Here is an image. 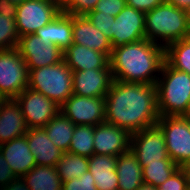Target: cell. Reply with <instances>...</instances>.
<instances>
[{"instance_id":"cell-1","label":"cell","mask_w":190,"mask_h":190,"mask_svg":"<svg viewBox=\"0 0 190 190\" xmlns=\"http://www.w3.org/2000/svg\"><path fill=\"white\" fill-rule=\"evenodd\" d=\"M156 84L113 80L105 96V122L130 134L157 124Z\"/></svg>"},{"instance_id":"cell-2","label":"cell","mask_w":190,"mask_h":190,"mask_svg":"<svg viewBox=\"0 0 190 190\" xmlns=\"http://www.w3.org/2000/svg\"><path fill=\"white\" fill-rule=\"evenodd\" d=\"M109 61L113 80L156 84L165 62V48L145 38L114 47Z\"/></svg>"},{"instance_id":"cell-3","label":"cell","mask_w":190,"mask_h":190,"mask_svg":"<svg viewBox=\"0 0 190 190\" xmlns=\"http://www.w3.org/2000/svg\"><path fill=\"white\" fill-rule=\"evenodd\" d=\"M145 33L146 39L164 48L173 42L189 38L190 22L186 10L164 1L145 13Z\"/></svg>"},{"instance_id":"cell-4","label":"cell","mask_w":190,"mask_h":190,"mask_svg":"<svg viewBox=\"0 0 190 190\" xmlns=\"http://www.w3.org/2000/svg\"><path fill=\"white\" fill-rule=\"evenodd\" d=\"M160 117L186 116L190 109V75L164 62L156 82Z\"/></svg>"},{"instance_id":"cell-5","label":"cell","mask_w":190,"mask_h":190,"mask_svg":"<svg viewBox=\"0 0 190 190\" xmlns=\"http://www.w3.org/2000/svg\"><path fill=\"white\" fill-rule=\"evenodd\" d=\"M73 71L64 60L29 70L28 88L38 91L61 106L73 94Z\"/></svg>"},{"instance_id":"cell-6","label":"cell","mask_w":190,"mask_h":190,"mask_svg":"<svg viewBox=\"0 0 190 190\" xmlns=\"http://www.w3.org/2000/svg\"><path fill=\"white\" fill-rule=\"evenodd\" d=\"M162 131L168 156L180 168L190 163V118L187 116H162L156 124Z\"/></svg>"},{"instance_id":"cell-7","label":"cell","mask_w":190,"mask_h":190,"mask_svg":"<svg viewBox=\"0 0 190 190\" xmlns=\"http://www.w3.org/2000/svg\"><path fill=\"white\" fill-rule=\"evenodd\" d=\"M13 11L19 36L34 34L59 15L60 0H24Z\"/></svg>"},{"instance_id":"cell-8","label":"cell","mask_w":190,"mask_h":190,"mask_svg":"<svg viewBox=\"0 0 190 190\" xmlns=\"http://www.w3.org/2000/svg\"><path fill=\"white\" fill-rule=\"evenodd\" d=\"M29 84V69L17 48L0 50V94L15 99Z\"/></svg>"},{"instance_id":"cell-9","label":"cell","mask_w":190,"mask_h":190,"mask_svg":"<svg viewBox=\"0 0 190 190\" xmlns=\"http://www.w3.org/2000/svg\"><path fill=\"white\" fill-rule=\"evenodd\" d=\"M15 100L21 108L28 129L46 126L60 112V106L55 102L28 87Z\"/></svg>"},{"instance_id":"cell-10","label":"cell","mask_w":190,"mask_h":190,"mask_svg":"<svg viewBox=\"0 0 190 190\" xmlns=\"http://www.w3.org/2000/svg\"><path fill=\"white\" fill-rule=\"evenodd\" d=\"M130 150L135 154L142 168L147 166V163L172 160L167 153L164 135L157 125L131 134Z\"/></svg>"},{"instance_id":"cell-11","label":"cell","mask_w":190,"mask_h":190,"mask_svg":"<svg viewBox=\"0 0 190 190\" xmlns=\"http://www.w3.org/2000/svg\"><path fill=\"white\" fill-rule=\"evenodd\" d=\"M60 112L75 125L96 126L105 122V97H83L72 94Z\"/></svg>"},{"instance_id":"cell-12","label":"cell","mask_w":190,"mask_h":190,"mask_svg":"<svg viewBox=\"0 0 190 190\" xmlns=\"http://www.w3.org/2000/svg\"><path fill=\"white\" fill-rule=\"evenodd\" d=\"M16 48L29 70L51 66L63 60V51L59 47L46 45L35 34L21 36Z\"/></svg>"},{"instance_id":"cell-13","label":"cell","mask_w":190,"mask_h":190,"mask_svg":"<svg viewBox=\"0 0 190 190\" xmlns=\"http://www.w3.org/2000/svg\"><path fill=\"white\" fill-rule=\"evenodd\" d=\"M145 38V13L126 5L113 21V48Z\"/></svg>"},{"instance_id":"cell-14","label":"cell","mask_w":190,"mask_h":190,"mask_svg":"<svg viewBox=\"0 0 190 190\" xmlns=\"http://www.w3.org/2000/svg\"><path fill=\"white\" fill-rule=\"evenodd\" d=\"M94 154L119 156L130 150L131 134L109 123L94 126Z\"/></svg>"},{"instance_id":"cell-15","label":"cell","mask_w":190,"mask_h":190,"mask_svg":"<svg viewBox=\"0 0 190 190\" xmlns=\"http://www.w3.org/2000/svg\"><path fill=\"white\" fill-rule=\"evenodd\" d=\"M112 82L110 68L73 71V94L83 97H105Z\"/></svg>"},{"instance_id":"cell-16","label":"cell","mask_w":190,"mask_h":190,"mask_svg":"<svg viewBox=\"0 0 190 190\" xmlns=\"http://www.w3.org/2000/svg\"><path fill=\"white\" fill-rule=\"evenodd\" d=\"M72 37V44L86 46L110 58L113 49L110 40L85 15H72Z\"/></svg>"},{"instance_id":"cell-17","label":"cell","mask_w":190,"mask_h":190,"mask_svg":"<svg viewBox=\"0 0 190 190\" xmlns=\"http://www.w3.org/2000/svg\"><path fill=\"white\" fill-rule=\"evenodd\" d=\"M0 151L16 177H23L36 166L26 135L1 144Z\"/></svg>"},{"instance_id":"cell-18","label":"cell","mask_w":190,"mask_h":190,"mask_svg":"<svg viewBox=\"0 0 190 190\" xmlns=\"http://www.w3.org/2000/svg\"><path fill=\"white\" fill-rule=\"evenodd\" d=\"M21 108L15 99H5L0 105V145L27 133Z\"/></svg>"},{"instance_id":"cell-19","label":"cell","mask_w":190,"mask_h":190,"mask_svg":"<svg viewBox=\"0 0 190 190\" xmlns=\"http://www.w3.org/2000/svg\"><path fill=\"white\" fill-rule=\"evenodd\" d=\"M25 135L36 165L56 167L63 151L49 139L44 128H30Z\"/></svg>"},{"instance_id":"cell-20","label":"cell","mask_w":190,"mask_h":190,"mask_svg":"<svg viewBox=\"0 0 190 190\" xmlns=\"http://www.w3.org/2000/svg\"><path fill=\"white\" fill-rule=\"evenodd\" d=\"M63 60L72 71L110 68L109 57L86 46L72 44L63 51Z\"/></svg>"},{"instance_id":"cell-21","label":"cell","mask_w":190,"mask_h":190,"mask_svg":"<svg viewBox=\"0 0 190 190\" xmlns=\"http://www.w3.org/2000/svg\"><path fill=\"white\" fill-rule=\"evenodd\" d=\"M36 36L46 45L55 44L62 51L72 45V15L60 12L50 23L38 29Z\"/></svg>"},{"instance_id":"cell-22","label":"cell","mask_w":190,"mask_h":190,"mask_svg":"<svg viewBox=\"0 0 190 190\" xmlns=\"http://www.w3.org/2000/svg\"><path fill=\"white\" fill-rule=\"evenodd\" d=\"M88 161V170L94 177L97 190H118L117 157L93 154Z\"/></svg>"},{"instance_id":"cell-23","label":"cell","mask_w":190,"mask_h":190,"mask_svg":"<svg viewBox=\"0 0 190 190\" xmlns=\"http://www.w3.org/2000/svg\"><path fill=\"white\" fill-rule=\"evenodd\" d=\"M118 190H136L143 181L142 166L129 150L117 156Z\"/></svg>"},{"instance_id":"cell-24","label":"cell","mask_w":190,"mask_h":190,"mask_svg":"<svg viewBox=\"0 0 190 190\" xmlns=\"http://www.w3.org/2000/svg\"><path fill=\"white\" fill-rule=\"evenodd\" d=\"M22 178L29 190H62V181L53 166L36 165Z\"/></svg>"},{"instance_id":"cell-25","label":"cell","mask_w":190,"mask_h":190,"mask_svg":"<svg viewBox=\"0 0 190 190\" xmlns=\"http://www.w3.org/2000/svg\"><path fill=\"white\" fill-rule=\"evenodd\" d=\"M75 126L76 125L70 119L59 112L43 128L49 139L59 149L63 152H68Z\"/></svg>"},{"instance_id":"cell-26","label":"cell","mask_w":190,"mask_h":190,"mask_svg":"<svg viewBox=\"0 0 190 190\" xmlns=\"http://www.w3.org/2000/svg\"><path fill=\"white\" fill-rule=\"evenodd\" d=\"M88 157L78 154L63 152L59 162L56 164L58 175L62 182L79 178L88 171Z\"/></svg>"},{"instance_id":"cell-27","label":"cell","mask_w":190,"mask_h":190,"mask_svg":"<svg viewBox=\"0 0 190 190\" xmlns=\"http://www.w3.org/2000/svg\"><path fill=\"white\" fill-rule=\"evenodd\" d=\"M165 61L190 75V37L169 44L165 48Z\"/></svg>"},{"instance_id":"cell-28","label":"cell","mask_w":190,"mask_h":190,"mask_svg":"<svg viewBox=\"0 0 190 190\" xmlns=\"http://www.w3.org/2000/svg\"><path fill=\"white\" fill-rule=\"evenodd\" d=\"M19 38L13 9L0 7V50L16 48Z\"/></svg>"},{"instance_id":"cell-29","label":"cell","mask_w":190,"mask_h":190,"mask_svg":"<svg viewBox=\"0 0 190 190\" xmlns=\"http://www.w3.org/2000/svg\"><path fill=\"white\" fill-rule=\"evenodd\" d=\"M93 140L94 126L76 125L68 152L89 158L94 154Z\"/></svg>"},{"instance_id":"cell-30","label":"cell","mask_w":190,"mask_h":190,"mask_svg":"<svg viewBox=\"0 0 190 190\" xmlns=\"http://www.w3.org/2000/svg\"><path fill=\"white\" fill-rule=\"evenodd\" d=\"M179 167L173 160H159L147 163L142 168L143 181L146 184L158 187L163 184Z\"/></svg>"},{"instance_id":"cell-31","label":"cell","mask_w":190,"mask_h":190,"mask_svg":"<svg viewBox=\"0 0 190 190\" xmlns=\"http://www.w3.org/2000/svg\"><path fill=\"white\" fill-rule=\"evenodd\" d=\"M110 40L113 47V21L115 17L92 10L85 15Z\"/></svg>"},{"instance_id":"cell-32","label":"cell","mask_w":190,"mask_h":190,"mask_svg":"<svg viewBox=\"0 0 190 190\" xmlns=\"http://www.w3.org/2000/svg\"><path fill=\"white\" fill-rule=\"evenodd\" d=\"M99 0H60L61 12L69 15H86L95 9Z\"/></svg>"},{"instance_id":"cell-33","label":"cell","mask_w":190,"mask_h":190,"mask_svg":"<svg viewBox=\"0 0 190 190\" xmlns=\"http://www.w3.org/2000/svg\"><path fill=\"white\" fill-rule=\"evenodd\" d=\"M190 185V174L186 168H178L157 190H187Z\"/></svg>"},{"instance_id":"cell-34","label":"cell","mask_w":190,"mask_h":190,"mask_svg":"<svg viewBox=\"0 0 190 190\" xmlns=\"http://www.w3.org/2000/svg\"><path fill=\"white\" fill-rule=\"evenodd\" d=\"M62 190H97L94 177L88 170L79 178L62 182Z\"/></svg>"},{"instance_id":"cell-35","label":"cell","mask_w":190,"mask_h":190,"mask_svg":"<svg viewBox=\"0 0 190 190\" xmlns=\"http://www.w3.org/2000/svg\"><path fill=\"white\" fill-rule=\"evenodd\" d=\"M126 6V0H99L95 11L116 17Z\"/></svg>"},{"instance_id":"cell-36","label":"cell","mask_w":190,"mask_h":190,"mask_svg":"<svg viewBox=\"0 0 190 190\" xmlns=\"http://www.w3.org/2000/svg\"><path fill=\"white\" fill-rule=\"evenodd\" d=\"M164 1L165 0H126V5L146 13Z\"/></svg>"},{"instance_id":"cell-37","label":"cell","mask_w":190,"mask_h":190,"mask_svg":"<svg viewBox=\"0 0 190 190\" xmlns=\"http://www.w3.org/2000/svg\"><path fill=\"white\" fill-rule=\"evenodd\" d=\"M14 178L16 176L0 151V189L4 188Z\"/></svg>"},{"instance_id":"cell-38","label":"cell","mask_w":190,"mask_h":190,"mask_svg":"<svg viewBox=\"0 0 190 190\" xmlns=\"http://www.w3.org/2000/svg\"><path fill=\"white\" fill-rule=\"evenodd\" d=\"M0 190H29L22 177H16Z\"/></svg>"},{"instance_id":"cell-39","label":"cell","mask_w":190,"mask_h":190,"mask_svg":"<svg viewBox=\"0 0 190 190\" xmlns=\"http://www.w3.org/2000/svg\"><path fill=\"white\" fill-rule=\"evenodd\" d=\"M165 2L183 10L190 6V0H165Z\"/></svg>"},{"instance_id":"cell-40","label":"cell","mask_w":190,"mask_h":190,"mask_svg":"<svg viewBox=\"0 0 190 190\" xmlns=\"http://www.w3.org/2000/svg\"><path fill=\"white\" fill-rule=\"evenodd\" d=\"M24 0H0L1 7L5 8H14L17 5H20Z\"/></svg>"},{"instance_id":"cell-41","label":"cell","mask_w":190,"mask_h":190,"mask_svg":"<svg viewBox=\"0 0 190 190\" xmlns=\"http://www.w3.org/2000/svg\"><path fill=\"white\" fill-rule=\"evenodd\" d=\"M136 190H157V187L150 184L142 183Z\"/></svg>"},{"instance_id":"cell-42","label":"cell","mask_w":190,"mask_h":190,"mask_svg":"<svg viewBox=\"0 0 190 190\" xmlns=\"http://www.w3.org/2000/svg\"><path fill=\"white\" fill-rule=\"evenodd\" d=\"M186 14H187L188 20L190 22V6L186 9Z\"/></svg>"},{"instance_id":"cell-43","label":"cell","mask_w":190,"mask_h":190,"mask_svg":"<svg viewBox=\"0 0 190 190\" xmlns=\"http://www.w3.org/2000/svg\"><path fill=\"white\" fill-rule=\"evenodd\" d=\"M5 100V98L0 94V105Z\"/></svg>"},{"instance_id":"cell-44","label":"cell","mask_w":190,"mask_h":190,"mask_svg":"<svg viewBox=\"0 0 190 190\" xmlns=\"http://www.w3.org/2000/svg\"><path fill=\"white\" fill-rule=\"evenodd\" d=\"M187 171H190V163L189 165L186 167Z\"/></svg>"},{"instance_id":"cell-45","label":"cell","mask_w":190,"mask_h":190,"mask_svg":"<svg viewBox=\"0 0 190 190\" xmlns=\"http://www.w3.org/2000/svg\"><path fill=\"white\" fill-rule=\"evenodd\" d=\"M188 118H190V109L188 111V114L186 115Z\"/></svg>"}]
</instances>
